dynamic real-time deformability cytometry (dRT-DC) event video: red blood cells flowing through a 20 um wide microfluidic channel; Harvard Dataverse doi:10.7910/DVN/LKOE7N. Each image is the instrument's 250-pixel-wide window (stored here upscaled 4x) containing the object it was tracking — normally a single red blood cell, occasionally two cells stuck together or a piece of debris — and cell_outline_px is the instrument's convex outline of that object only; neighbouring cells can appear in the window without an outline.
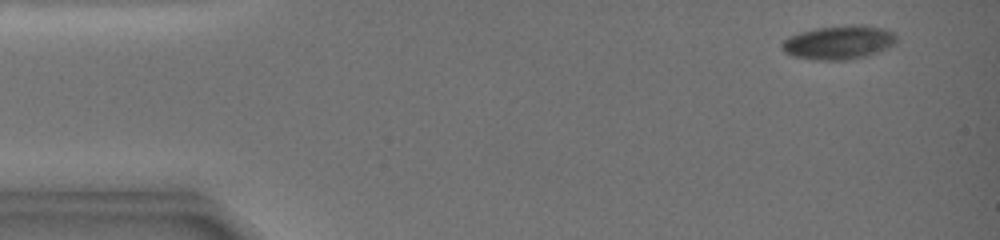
{"species": "common noctule bat (a hibernating species)", "species_latin": "Nyctalus noctula", "temperature_condition": "warm", "stored_images_in_passage": 42, "camera_frame_rate_fps": 3000, "um_per_image_px": 0.085, "animal": {"sex": "female", "body_mass_g": 19.0, "forearm_length_mm": 51.5}, "frame": {"image": 1, "passage_image": 3, "time_ms": 1.0, "image_size_px": [1000, 240], "cell_outline_px": [[896, 44], [888, 48], [876, 52], [860, 56], [840, 60], [832, 60], [796, 56], [784, 52], [780, 48], [780, 44], [788, 36], [800, 32], [816, 28], [852, 24], [864, 24], [884, 28], [892, 32], [896, 36]], "centroid_in_image_um": [71.3, 3.56], "position_along_channel_um": 13.7, "area_um2": 22.25}}
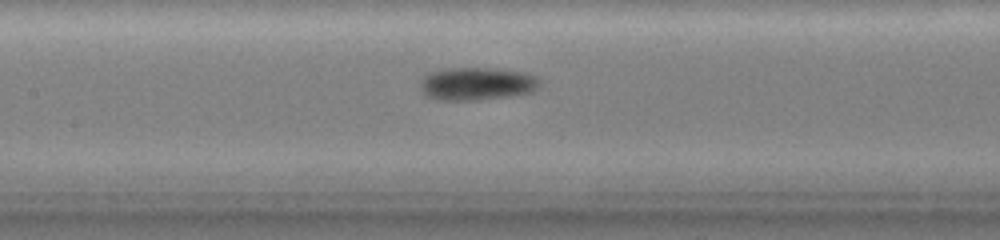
{"frame": {"image": 2, "passage_image": 26, "time_ms": 8.333, "image_size_px": [1000, 240], "cell_outline_px": [[536, 84], [528, 92], [500, 96], [436, 96], [428, 92], [424, 88], [424, 80], [432, 72], [452, 68], [492, 68], [520, 72], [536, 76]], "centroid_in_image_um": [40.65, 7.0], "position_along_channel_um": 166.8, "area_um2": 19.65}}
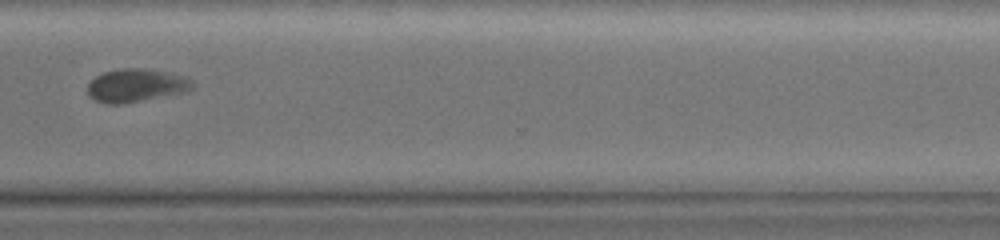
{"frame": {"image": 3, "passage_image": 40, "time_ms": 13.667, "image_size_px": [1000, 240], "cell_outline_px": [[196, 84], [192, 88], [184, 92], [120, 104], [108, 104], [96, 100], [88, 96], [88, 84], [96, 76], [104, 72], [120, 68], [144, 68], [184, 76], [192, 80]], "centroid_in_image_um": [11.56, 7.25], "position_along_channel_um": 359.0, "area_um2": 20.06}}